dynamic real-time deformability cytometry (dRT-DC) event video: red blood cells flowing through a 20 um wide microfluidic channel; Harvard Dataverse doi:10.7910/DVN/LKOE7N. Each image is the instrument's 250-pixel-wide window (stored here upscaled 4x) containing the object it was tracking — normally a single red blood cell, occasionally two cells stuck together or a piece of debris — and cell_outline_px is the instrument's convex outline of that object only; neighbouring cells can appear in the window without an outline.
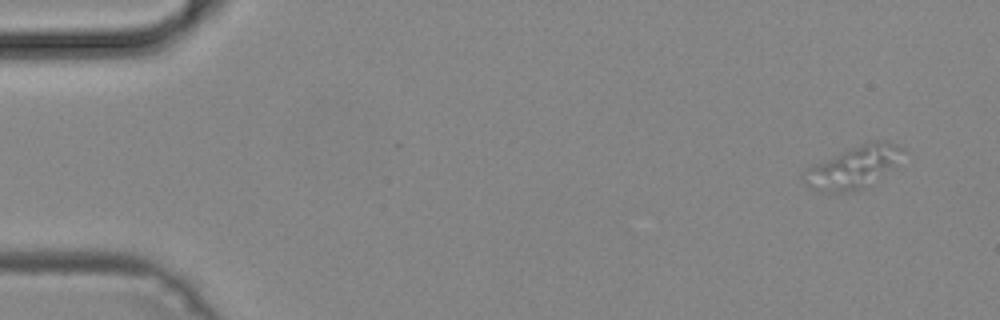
{"species": "common noctule bat (a hibernating species)", "species_latin": "Nyctalus noctula", "temperature_condition": "cold", "stored_images_in_passage": 48, "camera_frame_rate_fps": 3000, "um_per_image_px": 0.085, "animal": {"sex": "male", "body_mass_g": 19.2, "forearm_length_mm": 51.8}, "frame": {"image": 1, "passage_image": 1, "time_ms": 0.0, "image_size_px": [1000, 320], "cell_outline_px": [[904, 148], [896, 164], [860, 188], [852, 192], [820, 192], [812, 188], [800, 176], [800, 172], [804, 168], [812, 164], [868, 140], [884, 140], [896, 144]], "centroid_in_image_um": [72.44, 14.18], "position_along_channel_um": 12.6, "area_um2": 23.99}}
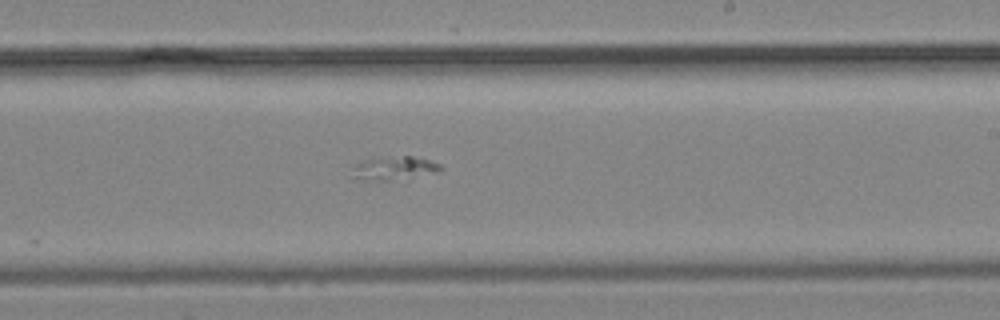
{"frame": {"image": 2, "passage_image": 28, "time_ms": 9.0, "image_size_px": [1000, 320], "cell_outline_px": [[444, 168], [440, 172], [408, 180], [360, 180], [356, 176], [356, 164], [372, 156], [412, 156], [428, 160], [440, 164]], "centroid_in_image_um": [33.63, 14.29], "position_along_channel_um": 255.4, "area_um2": 12.48}}
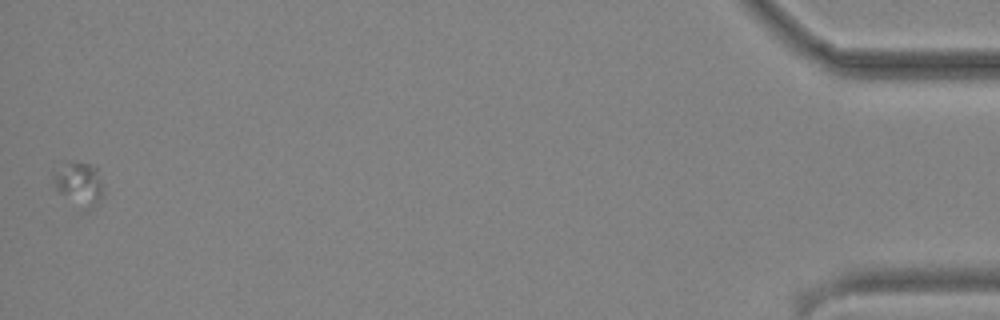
{"frame": {"image": 3, "passage_image": 48, "time_ms": 15.667, "image_size_px": [1000, 320], "cell_outline_px": [[104, 196], [100, 204], [88, 212], [60, 192], [56, 188], [52, 176], [52, 172], [64, 164], [88, 164], [96, 168], [100, 180]], "centroid_in_image_um": [6.77, 15.7], "position_along_channel_um": 428.4, "area_um2": 12.37}}